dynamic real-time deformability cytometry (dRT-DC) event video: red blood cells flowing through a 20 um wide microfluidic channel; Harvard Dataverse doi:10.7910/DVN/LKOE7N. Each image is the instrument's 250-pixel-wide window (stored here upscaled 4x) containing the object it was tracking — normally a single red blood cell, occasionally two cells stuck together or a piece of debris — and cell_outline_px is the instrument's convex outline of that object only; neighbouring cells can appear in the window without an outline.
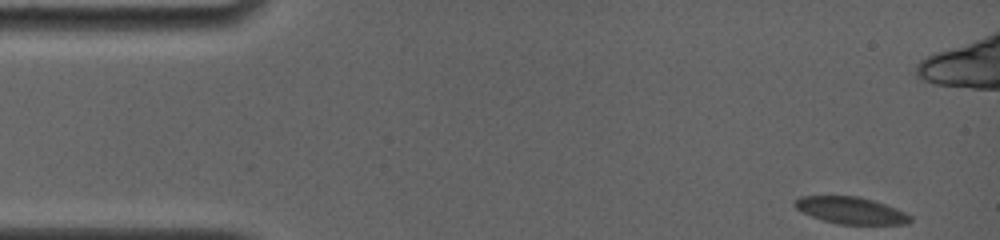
{"species": "common noctule bat (a hibernating species)", "species_latin": "Nyctalus noctula", "temperature_condition": "room temperature", "stored_images_in_passage": 22, "camera_frame_rate_fps": 4000, "um_per_image_px": 0.085, "animal": {"sex": "female", "body_mass_g": 19.0, "forearm_length_mm": 56.7}, "frame": {"image": 1, "passage_image": 1, "time_ms": 0.0, "image_size_px": [1000, 240], "cell_outline_px": [[912, 220], [908, 224], [840, 224], [824, 220], [812, 216], [796, 208], [792, 204], [800, 196], [856, 196], [872, 200], [896, 208], [912, 216]], "centroid_in_image_um": [72.34, 17.88], "position_along_channel_um": 12.7, "area_um2": 17.86}}
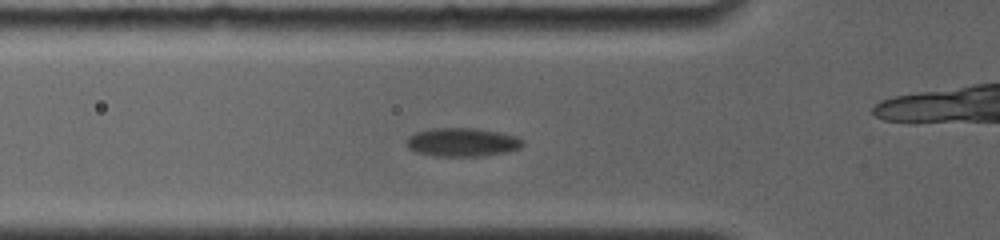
{"frame": {"image": 2, "passage_image": 7, "time_ms": 5.0, "image_size_px": [1000, 240], "cell_outline_px": [[524, 144], [520, 148], [508, 152], [484, 156], [432, 156], [416, 152], [408, 148], [404, 140], [408, 136], [416, 132], [432, 128], [480, 128], [500, 132], [516, 136], [524, 140]], "centroid_in_image_um": [39.29, 12.09], "position_along_channel_um": 86.5, "area_um2": 19.77}}